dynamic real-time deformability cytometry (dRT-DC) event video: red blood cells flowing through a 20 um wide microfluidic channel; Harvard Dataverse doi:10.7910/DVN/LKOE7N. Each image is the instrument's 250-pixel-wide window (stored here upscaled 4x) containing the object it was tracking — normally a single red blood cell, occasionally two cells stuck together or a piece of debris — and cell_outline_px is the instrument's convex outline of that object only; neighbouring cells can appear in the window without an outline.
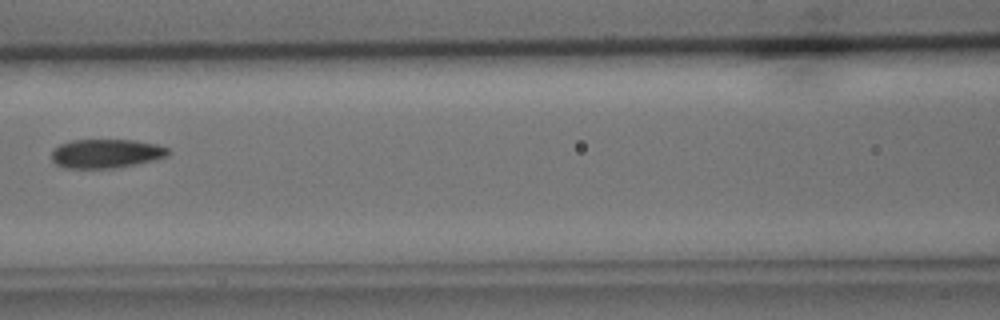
{"species": "common noctule bat (a hibernating species)", "species_latin": "Nyctalus noctula", "temperature_condition": "cold", "stored_images_in_passage": 4, "camera_frame_rate_fps": 3000, "um_per_image_px": 0.085, "animal": {"sex": "male", "body_mass_g": 15.6}, "frame": {"image": 1, "passage_image": 4, "time_ms": 3.667, "image_size_px": [1000, 320], "cell_outline_px": [[172, 152], [168, 156], [156, 160], [116, 168], [64, 168], [56, 164], [52, 160], [52, 148], [60, 144], [72, 140], [136, 140], [156, 144], [168, 148]], "centroid_in_image_um": [9.04, 13.05], "position_along_channel_um": 157.6, "area_um2": 19.94}}